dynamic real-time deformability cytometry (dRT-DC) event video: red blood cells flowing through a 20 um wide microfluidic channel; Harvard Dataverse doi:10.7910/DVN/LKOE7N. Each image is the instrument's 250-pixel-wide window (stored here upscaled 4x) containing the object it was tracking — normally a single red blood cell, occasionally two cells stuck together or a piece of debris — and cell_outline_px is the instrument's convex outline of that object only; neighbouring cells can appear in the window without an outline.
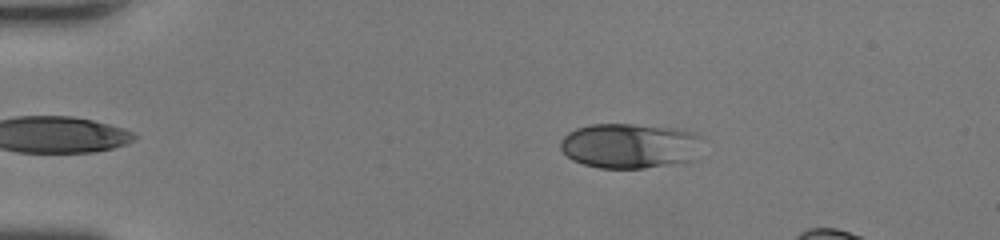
{"species": "human", "species_latin": "Homo sapiens", "temperature_condition": "room temperature", "stored_images_in_passage": 44, "camera_frame_rate_fps": 3000, "um_per_image_px": 0.085, "donor": {"sex": "female"}, "frame": {"image": 1, "passage_image": 9, "time_ms": 2.667, "image_size_px": [1000, 240], "cell_outline_px": [[704, 136], [692, 160], [644, 168], [600, 168], [584, 164], [572, 160], [560, 148], [560, 140], [568, 132], [576, 128], [592, 124], [632, 124], [676, 128], [692, 132]], "centroid_in_image_um": [53.51, 12.38], "position_along_channel_um": 31.5, "area_um2": 37.22}}
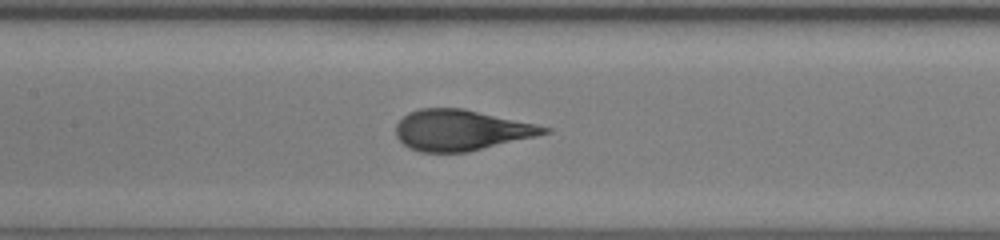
{"frame": {"image": 2, "passage_image": 23, "time_ms": 7.333, "image_size_px": [1000, 240], "cell_outline_px": [[552, 132], [536, 136], [468, 152], [420, 152], [408, 148], [396, 136], [396, 124], [408, 112], [420, 108], [464, 108], [536, 124], [552, 128]], "centroid_in_image_um": [39.19, 11.06], "position_along_channel_um": 168.2, "area_um2": 35.26}}
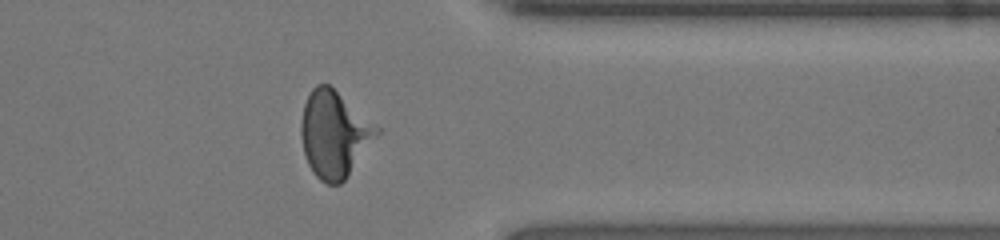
{"frame": {"image": 3, "passage_image": 38, "time_ms": 12.333, "image_size_px": [1000, 240], "cell_outline_px": [[380, 132], [348, 176], [340, 184], [328, 184], [320, 180], [312, 172], [308, 164], [304, 152], [300, 132], [300, 124], [304, 104], [312, 88], [316, 84], [328, 84], [376, 124], [380, 128]], "centroid_in_image_um": [28.4, 11.41], "position_along_channel_um": 383.0, "area_um2": 37.86}}